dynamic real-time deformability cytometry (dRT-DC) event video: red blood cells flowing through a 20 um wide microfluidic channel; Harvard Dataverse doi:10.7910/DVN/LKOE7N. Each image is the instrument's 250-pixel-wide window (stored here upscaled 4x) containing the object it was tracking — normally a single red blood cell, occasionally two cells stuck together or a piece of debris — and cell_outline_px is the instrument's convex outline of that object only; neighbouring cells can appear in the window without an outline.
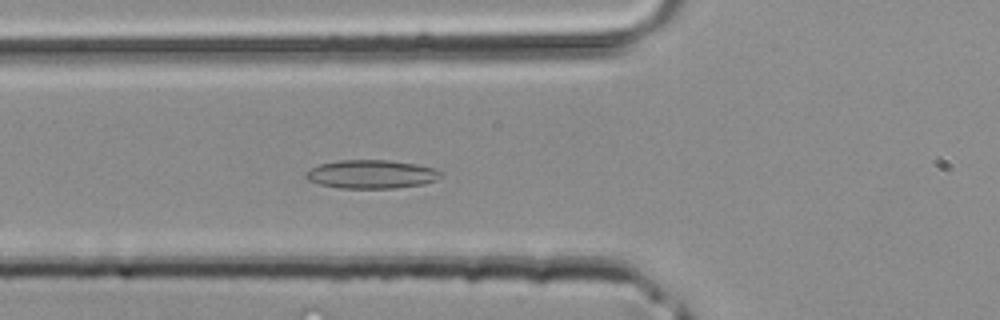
{"species": "common noctule bat (a hibernating species)", "species_latin": "Nyctalus noctula", "temperature_condition": "room temperature", "stored_images_in_passage": 39, "camera_frame_rate_fps": 3000, "um_per_image_px": 0.085, "animal": {"sex": "male", "body_mass_g": 20.4}, "frame": {"image": 1, "passage_image": 12, "time_ms": 3.667, "image_size_px": [1000, 320], "cell_outline_px": [[444, 176], [424, 184], [396, 188], [340, 188], [320, 184], [308, 180], [304, 176], [312, 168], [320, 164], [340, 160], [388, 160], [416, 164], [432, 168], [444, 172]], "centroid_in_image_um": [31.61, 14.81], "position_along_channel_um": 94.2, "area_um2": 22.37}}
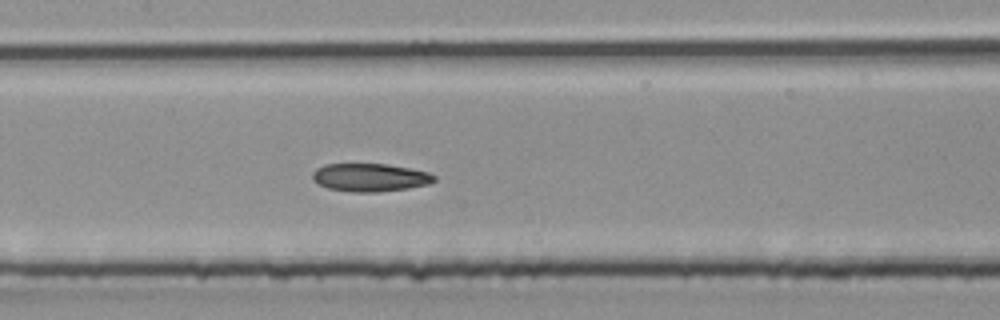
{"frame": {"image": 2, "passage_image": 17, "time_ms": 5.333, "image_size_px": [1000, 320], "cell_outline_px": [[436, 180], [428, 184], [408, 188], [380, 192], [352, 192], [328, 188], [316, 184], [312, 180], [312, 172], [316, 168], [324, 164], [388, 164], [428, 172], [436, 176]], "centroid_in_image_um": [31.41, 15.08], "position_along_channel_um": 176.0, "area_um2": 20.06}}
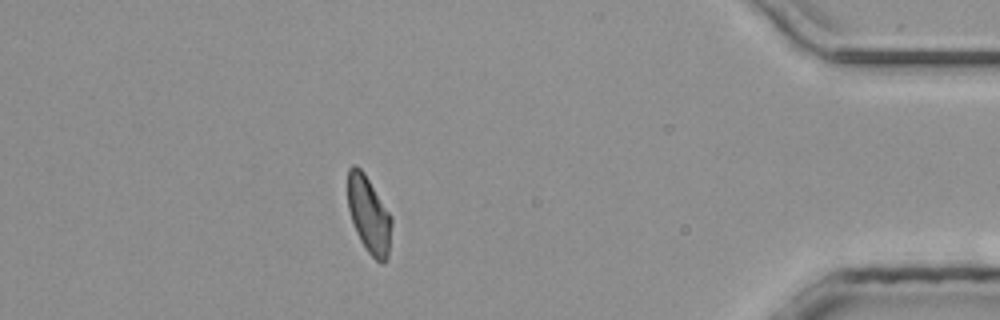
{"frame": {"image": 3, "passage_image": 34, "time_ms": 11.0, "image_size_px": [1000, 320], "cell_outline_px": [[392, 224], [388, 260], [384, 264], [380, 264], [368, 252], [360, 240], [356, 232], [348, 208], [348, 168], [352, 164], [356, 164], [364, 172], [392, 216]], "centroid_in_image_um": [31.37, 18.27], "position_along_channel_um": 403.8, "area_um2": 19.83}}